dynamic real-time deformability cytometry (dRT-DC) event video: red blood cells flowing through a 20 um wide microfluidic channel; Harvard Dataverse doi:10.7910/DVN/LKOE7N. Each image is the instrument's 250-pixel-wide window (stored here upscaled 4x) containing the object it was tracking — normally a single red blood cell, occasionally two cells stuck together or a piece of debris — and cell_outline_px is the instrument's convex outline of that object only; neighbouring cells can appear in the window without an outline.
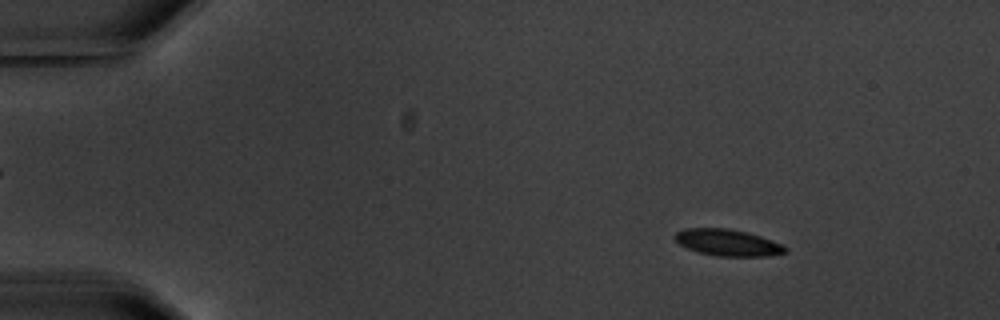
{"species": "common noctule bat (a hibernating species)", "species_latin": "Nyctalus noctula", "temperature_condition": "warm", "stored_images_in_passage": 6, "camera_frame_rate_fps": 3000, "um_per_image_px": 0.085, "animal": {"sex": "male", "body_mass_g": 20.1, "forearm_length_mm": 53.5}, "frame": {"image": 1, "passage_image": 2, "time_ms": 1.0, "image_size_px": [1000, 320], "cell_outline_px": [[788, 252], [768, 256], [716, 256], [700, 252], [688, 248], [680, 244], [672, 236], [676, 232], [684, 228], [728, 228], [748, 232], [772, 240], [788, 248]], "centroid_in_image_um": [61.86, 20.61], "position_along_channel_um": 23.1, "area_um2": 17.11}}
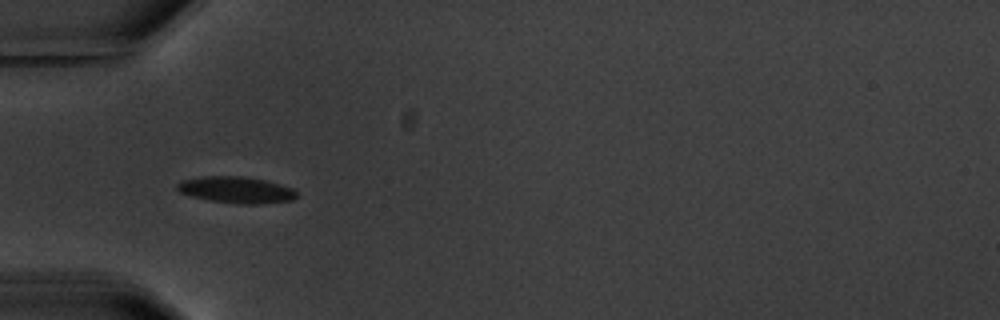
{"frame": {"image": 2, "passage_image": 5, "time_ms": 4.667, "image_size_px": [1000, 320], "cell_outline_px": [[300, 196], [292, 200], [260, 204], [236, 204], [208, 200], [192, 196], [180, 192], [176, 188], [176, 184], [180, 180], [204, 176], [240, 176], [264, 180], [280, 184], [292, 188]], "centroid_in_image_um": [20.08, 16.14], "position_along_channel_um": 64.9, "area_um2": 18.55}}
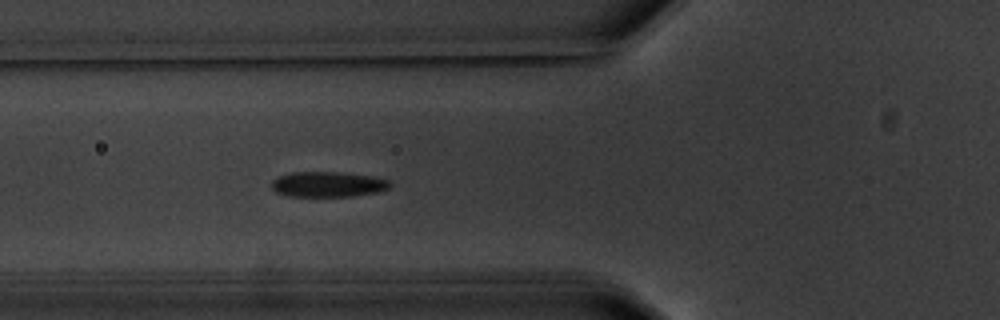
{"frame": {"image": 3, "passage_image": 6, "time_ms": 5.667, "image_size_px": [1000, 320], "cell_outline_px": [[392, 184], [388, 188], [380, 192], [352, 196], [288, 196], [276, 192], [272, 188], [272, 180], [276, 176], [292, 172], [340, 172], [372, 176], [388, 180]], "centroid_in_image_um": [27.86, 15.66], "position_along_channel_um": 97.9, "area_um2": 17.57}}